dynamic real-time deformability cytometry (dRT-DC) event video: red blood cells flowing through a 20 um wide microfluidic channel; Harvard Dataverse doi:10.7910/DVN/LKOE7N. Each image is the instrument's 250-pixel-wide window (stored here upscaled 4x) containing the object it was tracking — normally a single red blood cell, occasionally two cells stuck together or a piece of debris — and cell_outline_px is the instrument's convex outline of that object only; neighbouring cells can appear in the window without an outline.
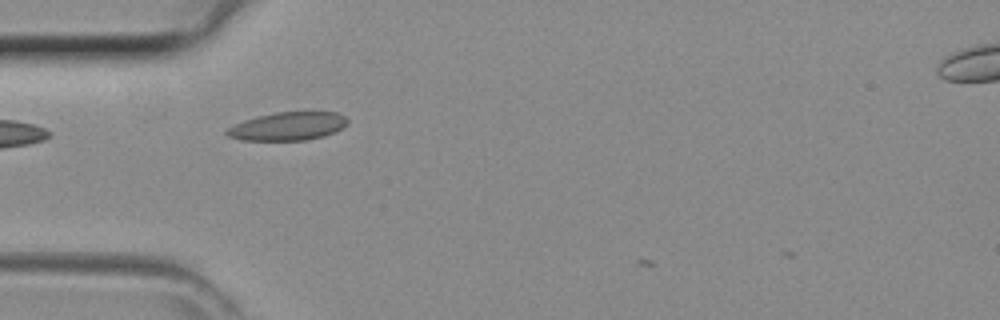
{"species": "common noctule bat (a hibernating species)", "species_latin": "Nyctalus noctula", "temperature_condition": "room temperature", "stored_images_in_passage": 7, "camera_frame_rate_fps": 3000, "um_per_image_px": 0.085, "animal": {"sex": "female", "body_mass_g": 29.2, "forearm_length_mm": 56.3}, "frame": {"image": 1, "passage_image": 4, "time_ms": 1.0, "image_size_px": [1000, 320], "cell_outline_px": [[348, 124], [336, 132], [324, 136], [304, 140], [240, 140], [228, 136], [224, 132], [228, 128], [244, 120], [276, 112], [336, 112], [344, 116], [348, 120]], "centroid_in_image_um": [24.49, 10.73], "position_along_channel_um": 60.5, "area_um2": 19.77}}